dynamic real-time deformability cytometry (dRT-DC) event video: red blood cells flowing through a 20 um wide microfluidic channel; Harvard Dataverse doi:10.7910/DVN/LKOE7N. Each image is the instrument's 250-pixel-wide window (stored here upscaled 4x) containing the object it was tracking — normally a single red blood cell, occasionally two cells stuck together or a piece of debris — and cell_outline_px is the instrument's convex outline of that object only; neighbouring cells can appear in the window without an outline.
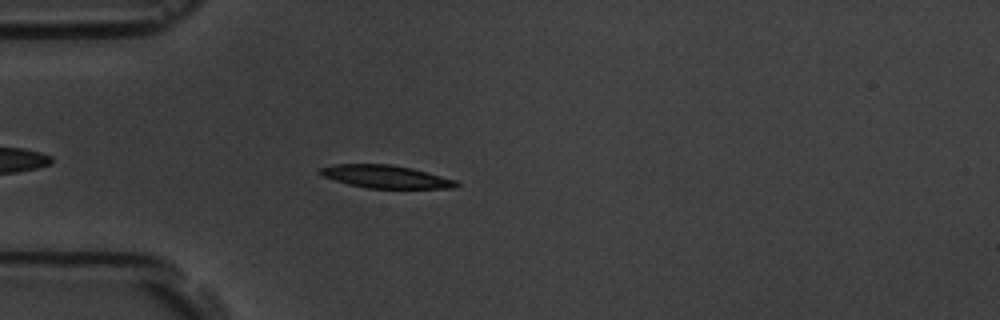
{"species": "common noctule bat (a hibernating species)", "species_latin": "Nyctalus noctula", "temperature_condition": "room temperature", "stored_images_in_passage": 46, "camera_frame_rate_fps": 3000, "um_per_image_px": 0.085, "animal": {"sex": "male", "body_mass_g": 19.5, "forearm_length_mm": 54.6}, "frame": {"image": 1, "passage_image": 6, "time_ms": 1.667, "image_size_px": [1000, 320], "cell_outline_px": [[460, 184], [456, 188], [368, 188], [348, 184], [324, 176], [320, 172], [320, 168], [336, 164], [392, 164], [412, 168], [456, 180]], "centroid_in_image_um": [32.83, 15.01], "position_along_channel_um": 52.2, "area_um2": 17.92}}
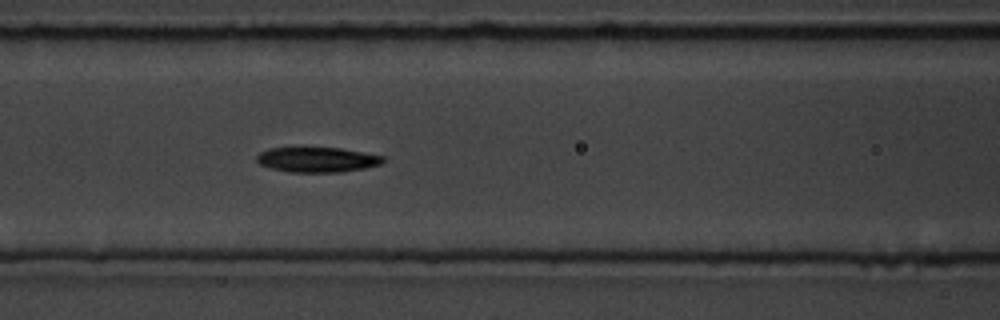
{"frame": {"image": 2, "passage_image": 14, "time_ms": 4.333, "image_size_px": [1000, 320], "cell_outline_px": [[384, 160], [380, 164], [364, 168], [340, 172], [288, 172], [272, 168], [260, 164], [256, 160], [256, 156], [260, 152], [268, 148], [340, 148], [384, 156]], "centroid_in_image_um": [26.94, 13.57], "position_along_channel_um": 139.7, "area_um2": 18.26}}
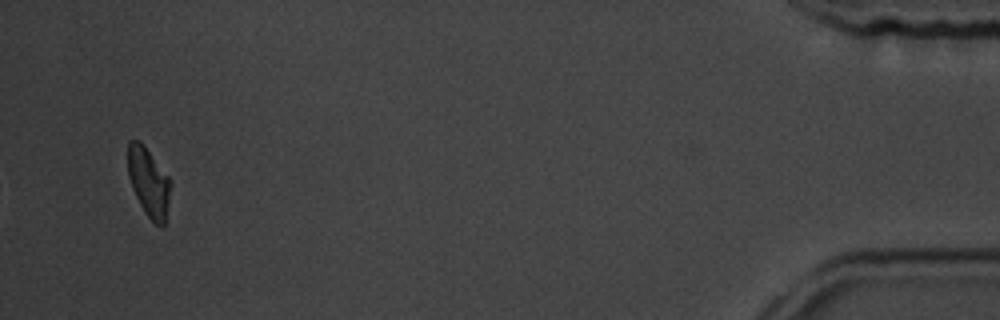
{"frame": {"image": 3, "passage_image": 44, "time_ms": 14.333, "image_size_px": [1000, 320], "cell_outline_px": [[168, 200], [164, 224], [156, 224], [144, 212], [132, 188], [128, 176], [128, 140], [140, 140], [144, 144], [168, 176]], "centroid_in_image_um": [12.58, 15.41], "position_along_channel_um": 422.6, "area_um2": 16.59}, "authors_computed_cell_mechanics": {"area_um2": 18.5538, "velocity_mm_per_s": 3.6571, "shape_relaxation_time_tau1_ms": 3.8088, "shape_relaxation_time_tau2_ms": 9.4767, "deformation_change_tau1": 0.1266, "deformation_change_tau2": 0.1774}}